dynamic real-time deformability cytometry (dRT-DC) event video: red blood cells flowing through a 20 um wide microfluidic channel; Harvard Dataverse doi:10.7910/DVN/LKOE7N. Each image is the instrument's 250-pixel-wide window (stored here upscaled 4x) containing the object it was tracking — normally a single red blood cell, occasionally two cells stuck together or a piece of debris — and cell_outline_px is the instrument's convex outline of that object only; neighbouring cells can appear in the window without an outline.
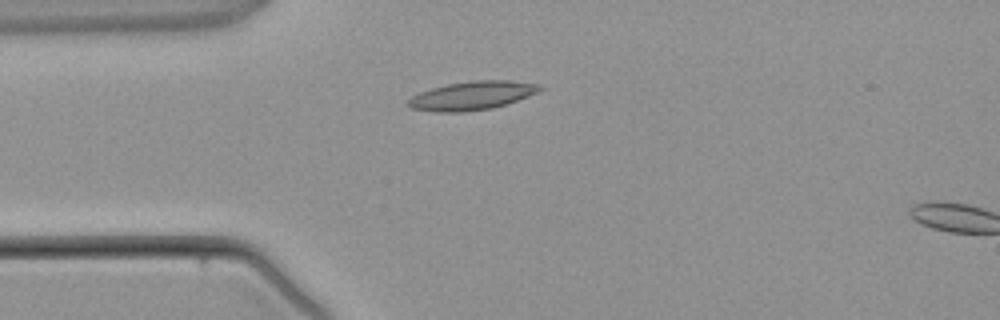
{"species": "common noctule bat (a hibernating species)", "species_latin": "Nyctalus noctula", "temperature_condition": "warm", "stored_images_in_passage": 3, "camera_frame_rate_fps": 3000, "um_per_image_px": 0.085, "animal": {"sex": "male", "body_mass_g": 21.5, "forearm_length_mm": 52.0}, "frame": {"image": 1, "passage_image": 2, "time_ms": 2.0, "image_size_px": [1000, 320], "cell_outline_px": [[544, 88], [540, 92], [508, 104], [492, 108], [460, 112], [436, 112], [412, 108], [404, 104], [412, 96], [420, 92], [432, 88], [448, 84], [472, 80], [508, 80], [536, 84]], "centroid_in_image_um": [40.13, 8.13], "position_along_channel_um": 44.9, "area_um2": 22.02}}